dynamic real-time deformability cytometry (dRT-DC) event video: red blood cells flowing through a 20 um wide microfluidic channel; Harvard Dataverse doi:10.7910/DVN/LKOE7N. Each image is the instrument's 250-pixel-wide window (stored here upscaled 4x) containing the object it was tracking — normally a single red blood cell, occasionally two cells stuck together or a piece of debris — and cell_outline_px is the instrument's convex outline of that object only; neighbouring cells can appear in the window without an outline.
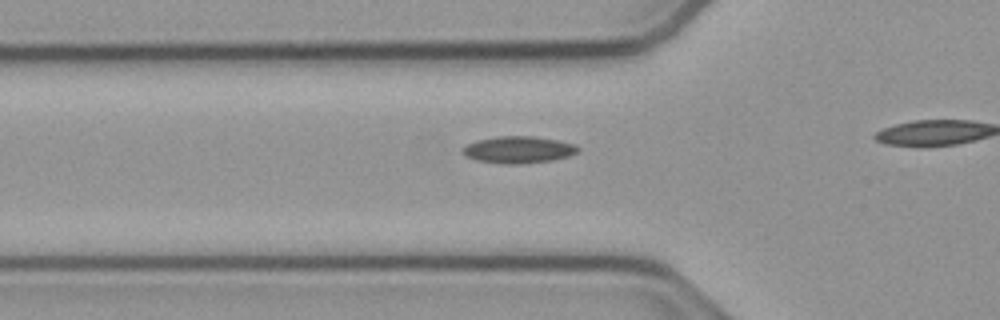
{"species": "common noctule bat (a hibernating species)", "species_latin": "Nyctalus noctula", "temperature_condition": "cold", "stored_images_in_passage": 12, "camera_frame_rate_fps": 3000, "um_per_image_px": 0.085, "animal": {"sex": "male", "body_mass_g": 23.1, "forearm_length_mm": 52.7}, "frame": {"image": 1, "passage_image": 4, "time_ms": 1.0, "image_size_px": [1000, 320], "cell_outline_px": [[580, 148], [576, 152], [568, 156], [552, 160], [520, 164], [508, 164], [476, 160], [464, 156], [460, 152], [460, 148], [476, 140], [496, 136], [536, 136], [576, 144]], "centroid_in_image_um": [44.02, 12.72], "position_along_channel_um": 81.8, "area_um2": 18.21}}
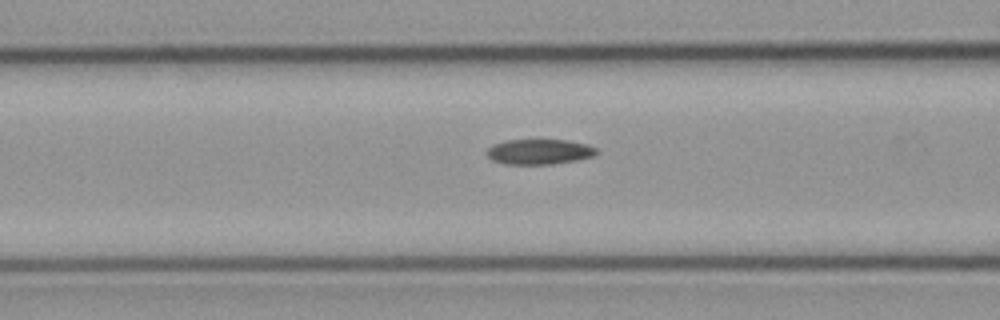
{"frame": {"image": 2, "passage_image": 7, "time_ms": 2.0, "image_size_px": [1000, 320], "cell_outline_px": [[600, 152], [592, 156], [576, 160], [552, 164], [504, 164], [492, 160], [488, 156], [488, 148], [492, 144], [508, 140], [568, 140], [588, 144], [596, 148]], "centroid_in_image_um": [45.86, 12.89], "position_along_channel_um": 120.7, "area_um2": 16.13}}
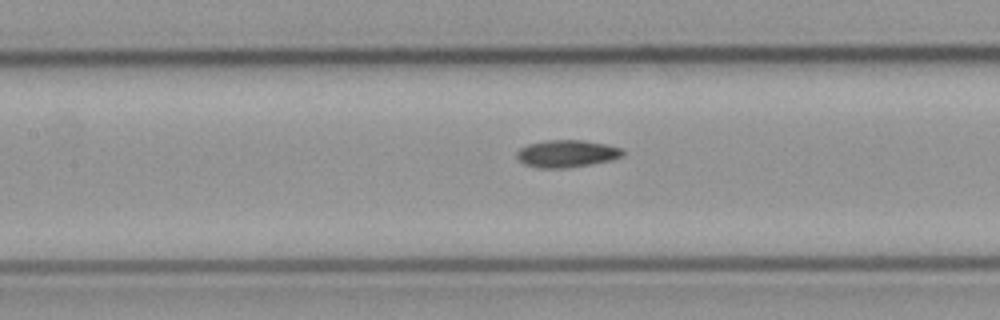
{"frame": {"image": 3, "passage_image": 10, "time_ms": 3.0, "image_size_px": [1000, 320], "cell_outline_px": [[624, 156], [612, 160], [564, 168], [540, 168], [524, 164], [516, 156], [516, 152], [520, 148], [528, 144], [544, 140], [584, 140], [608, 144], [620, 148], [624, 152]], "centroid_in_image_um": [48.18, 13.04], "position_along_channel_um": 159.2, "area_um2": 16.88}}